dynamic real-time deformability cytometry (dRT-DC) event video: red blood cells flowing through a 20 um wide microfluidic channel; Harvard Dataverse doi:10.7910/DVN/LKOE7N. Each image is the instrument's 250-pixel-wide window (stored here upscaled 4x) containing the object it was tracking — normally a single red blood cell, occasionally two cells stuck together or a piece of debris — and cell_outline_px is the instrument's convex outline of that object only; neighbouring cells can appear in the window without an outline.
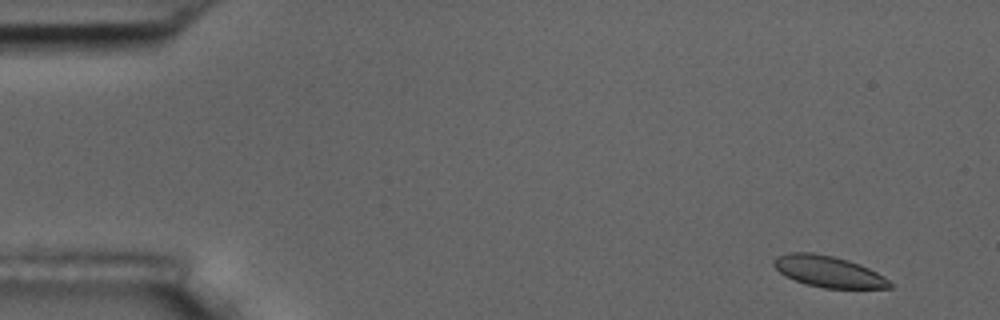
{"species": "common noctule bat (a hibernating species)", "species_latin": "Nyctalus noctula", "temperature_condition": "room temperature", "stored_images_in_passage": 5, "camera_frame_rate_fps": 3000, "um_per_image_px": 0.085, "animal": {"sex": "male", "body_mass_g": 17.5, "forearm_length_mm": 52.3}, "frame": {"image": 1, "passage_image": 5, "time_ms": 5.667, "image_size_px": [1000, 320], "cell_outline_px": [[892, 288], [824, 288], [804, 284], [784, 276], [772, 264], [772, 260], [776, 256], [788, 252], [812, 252], [832, 256], [848, 260], [860, 264], [884, 276], [892, 284]], "centroid_in_image_um": [70.37, 23.07], "position_along_channel_um": 14.6, "area_um2": 21.27}}